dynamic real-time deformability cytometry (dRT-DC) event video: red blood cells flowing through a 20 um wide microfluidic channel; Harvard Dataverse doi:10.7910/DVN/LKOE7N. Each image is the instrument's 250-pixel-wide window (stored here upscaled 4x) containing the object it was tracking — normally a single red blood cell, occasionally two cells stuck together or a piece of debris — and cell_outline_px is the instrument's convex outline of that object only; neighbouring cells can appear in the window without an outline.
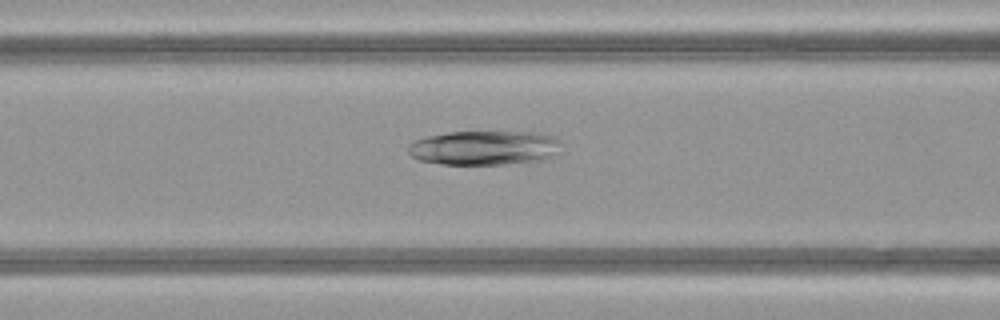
{"species": "common noctule bat (a hibernating species)", "species_latin": "Nyctalus noctula", "temperature_condition": "warm", "stored_images_in_passage": 36, "camera_frame_rate_fps": 3000, "um_per_image_px": 0.085, "animal": {"sex": "female", "body_mass_g": 21.9}, "frame": {"image": 1, "passage_image": 7, "time_ms": 2.0, "image_size_px": [1000, 320], "cell_outline_px": [[560, 140], [552, 152], [544, 160], [504, 164], [440, 164], [420, 160], [412, 156], [408, 152], [408, 144], [412, 140], [428, 136], [448, 132], [536, 132], [552, 136]], "centroid_in_image_um": [41.06, 12.56], "position_along_channel_um": 125.5, "area_um2": 30.29}}
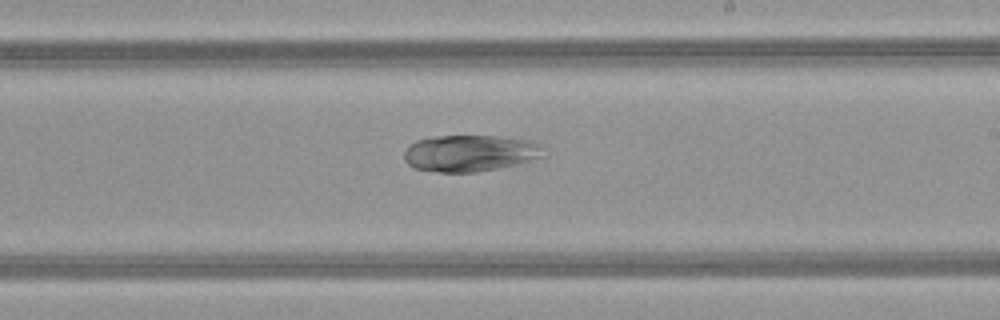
{"frame": {"image": 2, "passage_image": 16, "time_ms": 5.0, "image_size_px": [1000, 320], "cell_outline_px": [[548, 156], [516, 164], [476, 172], [440, 172], [412, 168], [404, 160], [404, 152], [416, 140], [436, 136], [496, 136], [532, 140], [540, 144]], "centroid_in_image_um": [40.0, 13.02], "position_along_channel_um": 249.0, "area_um2": 29.82}}
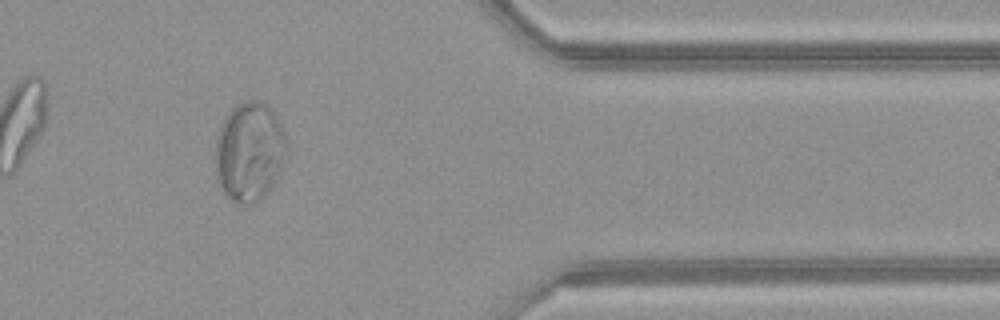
{"frame": {"image": 3, "passage_image": 28, "time_ms": 9.0, "image_size_px": [1000, 320], "cell_outline_px": [[288, 152], [280, 172], [276, 180], [264, 196], [256, 204], [236, 204], [224, 192], [216, 176], [216, 136], [220, 124], [228, 112], [236, 104], [248, 100], [260, 100], [272, 108], [284, 132], [288, 144]], "centroid_in_image_um": [21.22, 12.88], "position_along_channel_um": 390.2, "area_um2": 41.85}}